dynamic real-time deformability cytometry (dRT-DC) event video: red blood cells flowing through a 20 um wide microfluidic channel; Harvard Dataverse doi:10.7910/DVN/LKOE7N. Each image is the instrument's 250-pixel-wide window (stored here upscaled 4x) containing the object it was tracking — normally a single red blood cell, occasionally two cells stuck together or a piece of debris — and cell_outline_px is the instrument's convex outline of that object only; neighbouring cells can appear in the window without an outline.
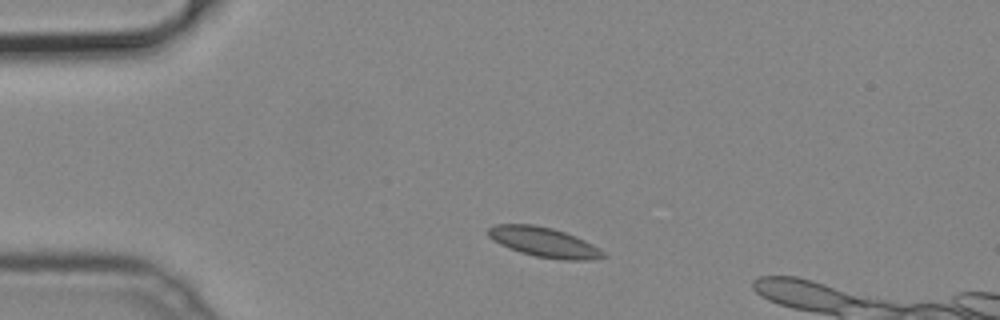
{"species": "common noctule bat (a hibernating species)", "species_latin": "Nyctalus noctula", "temperature_condition": "cold", "stored_images_in_passage": 43, "camera_frame_rate_fps": 3000, "um_per_image_px": 0.085, "animal": {"sex": "male", "body_mass_g": 19.2, "forearm_length_mm": 51.8}, "frame": {"image": 1, "passage_image": 2, "time_ms": 0.333, "image_size_px": [1000, 320], "cell_outline_px": [[608, 256], [588, 260], [568, 260], [536, 256], [520, 252], [500, 244], [492, 240], [488, 236], [488, 228], [496, 224], [532, 224], [552, 228], [576, 236], [592, 244], [604, 252]], "centroid_in_image_um": [46.23, 20.58], "position_along_channel_um": 38.8, "area_um2": 19.77}}
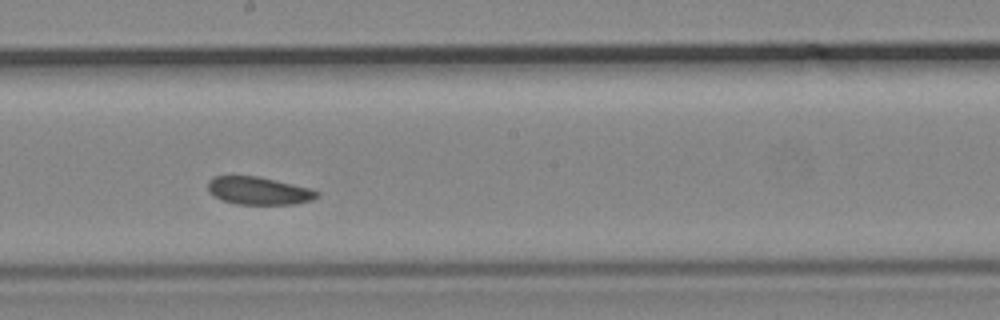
{"frame": {"image": 2, "passage_image": 19, "time_ms": 6.0, "image_size_px": [1000, 320], "cell_outline_px": [[320, 196], [312, 200], [292, 204], [236, 204], [224, 200], [216, 196], [208, 188], [208, 180], [212, 176], [256, 176], [308, 188], [320, 192]], "centroid_in_image_um": [22.0, 16.21], "position_along_channel_um": 226.2, "area_um2": 17.28}}
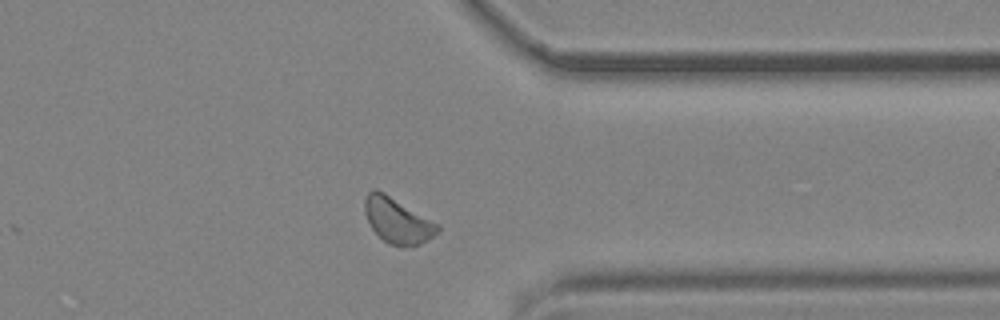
{"frame": {"image": 3, "passage_image": 31, "time_ms": 10.0, "image_size_px": [1000, 320], "cell_outline_px": [[440, 228], [428, 240], [420, 244], [404, 248], [388, 244], [372, 228], [364, 212], [364, 200], [368, 192], [376, 188], [384, 192], [440, 224]], "centroid_in_image_um": [33.79, 18.75], "position_along_channel_um": 377.6, "area_um2": 19.36}}